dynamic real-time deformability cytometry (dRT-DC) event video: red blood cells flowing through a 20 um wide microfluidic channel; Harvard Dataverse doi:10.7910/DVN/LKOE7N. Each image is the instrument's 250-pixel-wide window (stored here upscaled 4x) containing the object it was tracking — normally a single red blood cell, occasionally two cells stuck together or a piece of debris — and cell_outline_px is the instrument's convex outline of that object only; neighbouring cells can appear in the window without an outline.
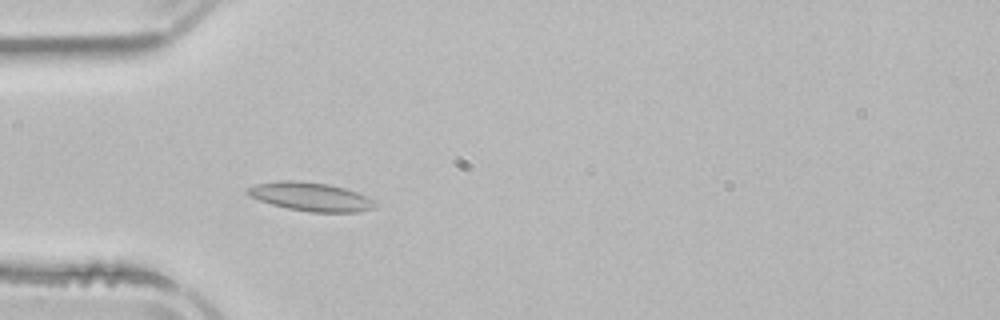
{"species": "common noctule bat (a hibernating species)", "species_latin": "Nyctalus noctula", "temperature_condition": "room temperature", "stored_images_in_passage": 3, "camera_frame_rate_fps": 3000, "um_per_image_px": 0.085, "animal": {"sex": "male", "body_mass_g": 21.5, "forearm_length_mm": 52.0}, "frame": {"image": 1, "passage_image": 3, "time_ms": 3.0, "image_size_px": [1000, 320], "cell_outline_px": [[380, 204], [376, 208], [360, 212], [308, 212], [288, 208], [272, 204], [260, 200], [244, 192], [248, 188], [256, 184], [280, 180], [296, 180], [328, 184], [344, 188], [356, 192], [376, 200]], "centroid_in_image_um": [26.48, 16.73], "position_along_channel_um": 58.5, "area_um2": 21.39}}